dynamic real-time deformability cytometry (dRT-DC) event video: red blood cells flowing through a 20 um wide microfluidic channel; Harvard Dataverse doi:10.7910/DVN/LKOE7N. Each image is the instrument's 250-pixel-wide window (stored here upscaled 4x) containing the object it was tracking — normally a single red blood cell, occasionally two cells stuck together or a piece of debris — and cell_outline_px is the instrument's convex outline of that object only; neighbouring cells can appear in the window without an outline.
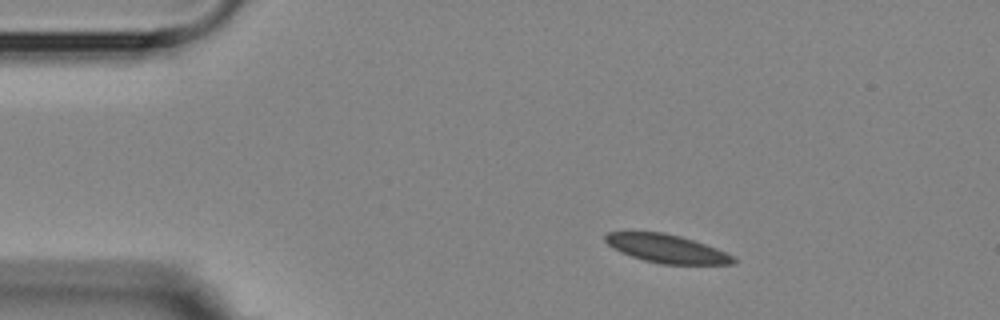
{"species": "Egyptian fruit bat (a non-hibernating species)", "species_latin": "Rousettus aegyptiacus", "temperature_condition": "room temperature", "stored_images_in_passage": 4, "camera_frame_rate_fps": 3000, "um_per_image_px": 0.085, "animal": {"sex": "female"}, "frame": {"image": 1, "passage_image": 1, "time_ms": 0.0, "image_size_px": [1000, 320], "cell_outline_px": [[736, 260], [732, 264], [660, 264], [644, 260], [620, 252], [612, 248], [604, 240], [604, 236], [608, 232], [664, 232], [680, 236], [716, 248], [736, 256]], "centroid_in_image_um": [56.66, 21.14], "position_along_channel_um": 28.3, "area_um2": 21.1}}
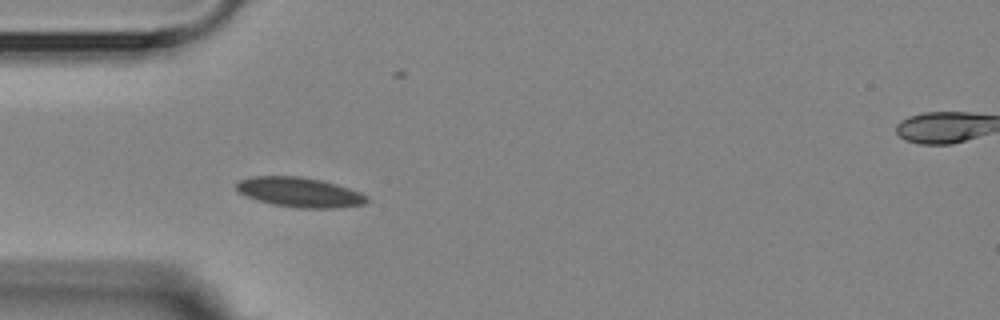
{"frame": {"image": 2, "passage_image": 3, "time_ms": 2.333, "image_size_px": [1000, 320], "cell_outline_px": [[368, 200], [364, 204], [336, 208], [296, 208], [272, 204], [248, 196], [240, 192], [236, 188], [236, 184], [240, 180], [252, 176], [300, 176], [320, 180], [336, 184], [360, 192], [368, 196]], "centroid_in_image_um": [25.49, 16.34], "position_along_channel_um": 59.5, "area_um2": 22.43}}
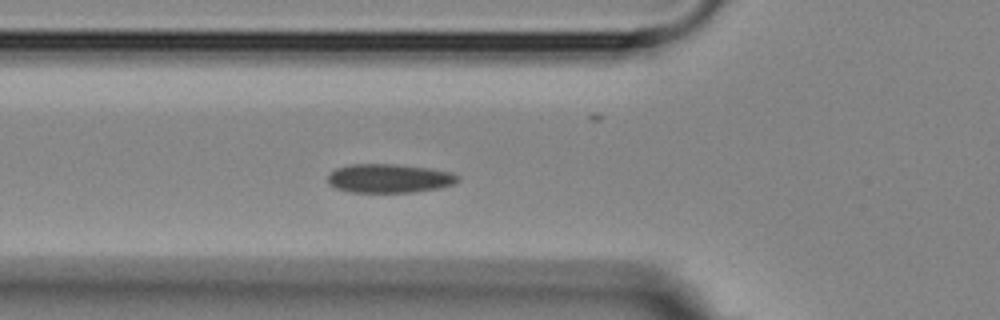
{"frame": {"image": 3, "passage_image": 4, "time_ms": 3.333, "image_size_px": [1000, 320], "cell_outline_px": [[460, 180], [452, 184], [440, 188], [412, 192], [352, 192], [336, 188], [328, 184], [328, 176], [336, 168], [348, 164], [396, 164], [432, 168], [452, 172], [460, 176]], "centroid_in_image_um": [33.11, 15.15], "position_along_channel_um": 92.7, "area_um2": 22.02}}